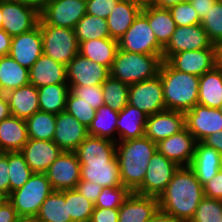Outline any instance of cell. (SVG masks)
I'll list each match as a JSON object with an SVG mask.
<instances>
[{
	"label": "cell",
	"mask_w": 222,
	"mask_h": 222,
	"mask_svg": "<svg viewBox=\"0 0 222 222\" xmlns=\"http://www.w3.org/2000/svg\"><path fill=\"white\" fill-rule=\"evenodd\" d=\"M74 152L81 165V180L110 188L123 185L116 157L115 142L88 135Z\"/></svg>",
	"instance_id": "6da1fadb"
},
{
	"label": "cell",
	"mask_w": 222,
	"mask_h": 222,
	"mask_svg": "<svg viewBox=\"0 0 222 222\" xmlns=\"http://www.w3.org/2000/svg\"><path fill=\"white\" fill-rule=\"evenodd\" d=\"M204 189L189 166H180L159 196V209L182 222H190L204 198Z\"/></svg>",
	"instance_id": "7a4b0ae2"
},
{
	"label": "cell",
	"mask_w": 222,
	"mask_h": 222,
	"mask_svg": "<svg viewBox=\"0 0 222 222\" xmlns=\"http://www.w3.org/2000/svg\"><path fill=\"white\" fill-rule=\"evenodd\" d=\"M156 151L157 144L145 136L116 142V157L123 186L134 192L143 183L148 163Z\"/></svg>",
	"instance_id": "3957f363"
},
{
	"label": "cell",
	"mask_w": 222,
	"mask_h": 222,
	"mask_svg": "<svg viewBox=\"0 0 222 222\" xmlns=\"http://www.w3.org/2000/svg\"><path fill=\"white\" fill-rule=\"evenodd\" d=\"M160 75L166 110L185 113L198 104L199 76L180 72L163 60Z\"/></svg>",
	"instance_id": "277c9868"
},
{
	"label": "cell",
	"mask_w": 222,
	"mask_h": 222,
	"mask_svg": "<svg viewBox=\"0 0 222 222\" xmlns=\"http://www.w3.org/2000/svg\"><path fill=\"white\" fill-rule=\"evenodd\" d=\"M163 55L139 54L117 49L110 75L128 85L158 75Z\"/></svg>",
	"instance_id": "5b68a950"
},
{
	"label": "cell",
	"mask_w": 222,
	"mask_h": 222,
	"mask_svg": "<svg viewBox=\"0 0 222 222\" xmlns=\"http://www.w3.org/2000/svg\"><path fill=\"white\" fill-rule=\"evenodd\" d=\"M52 191L46 173H33L21 188L8 195V201L22 220L33 221Z\"/></svg>",
	"instance_id": "8992f818"
},
{
	"label": "cell",
	"mask_w": 222,
	"mask_h": 222,
	"mask_svg": "<svg viewBox=\"0 0 222 222\" xmlns=\"http://www.w3.org/2000/svg\"><path fill=\"white\" fill-rule=\"evenodd\" d=\"M40 26L43 53L67 66L79 52V43L74 29L47 25L41 18Z\"/></svg>",
	"instance_id": "52a82bcc"
},
{
	"label": "cell",
	"mask_w": 222,
	"mask_h": 222,
	"mask_svg": "<svg viewBox=\"0 0 222 222\" xmlns=\"http://www.w3.org/2000/svg\"><path fill=\"white\" fill-rule=\"evenodd\" d=\"M118 48L132 53L163 55V47L158 43L147 17L142 12L118 40Z\"/></svg>",
	"instance_id": "ba28073f"
},
{
	"label": "cell",
	"mask_w": 222,
	"mask_h": 222,
	"mask_svg": "<svg viewBox=\"0 0 222 222\" xmlns=\"http://www.w3.org/2000/svg\"><path fill=\"white\" fill-rule=\"evenodd\" d=\"M179 167L178 164L156 151L148 163L143 183L134 192L159 198Z\"/></svg>",
	"instance_id": "9c48e42d"
},
{
	"label": "cell",
	"mask_w": 222,
	"mask_h": 222,
	"mask_svg": "<svg viewBox=\"0 0 222 222\" xmlns=\"http://www.w3.org/2000/svg\"><path fill=\"white\" fill-rule=\"evenodd\" d=\"M128 104L148 116L166 110L160 75L129 85Z\"/></svg>",
	"instance_id": "30bf717a"
},
{
	"label": "cell",
	"mask_w": 222,
	"mask_h": 222,
	"mask_svg": "<svg viewBox=\"0 0 222 222\" xmlns=\"http://www.w3.org/2000/svg\"><path fill=\"white\" fill-rule=\"evenodd\" d=\"M2 29L11 37L31 31L38 25L40 12L19 0L2 1Z\"/></svg>",
	"instance_id": "8fae6325"
},
{
	"label": "cell",
	"mask_w": 222,
	"mask_h": 222,
	"mask_svg": "<svg viewBox=\"0 0 222 222\" xmlns=\"http://www.w3.org/2000/svg\"><path fill=\"white\" fill-rule=\"evenodd\" d=\"M86 10V0H49L40 11V18L47 25L74 29Z\"/></svg>",
	"instance_id": "7c38bea8"
},
{
	"label": "cell",
	"mask_w": 222,
	"mask_h": 222,
	"mask_svg": "<svg viewBox=\"0 0 222 222\" xmlns=\"http://www.w3.org/2000/svg\"><path fill=\"white\" fill-rule=\"evenodd\" d=\"M199 49H216L201 24L177 27L167 45L163 48V60L173 54Z\"/></svg>",
	"instance_id": "4fadbf2b"
},
{
	"label": "cell",
	"mask_w": 222,
	"mask_h": 222,
	"mask_svg": "<svg viewBox=\"0 0 222 222\" xmlns=\"http://www.w3.org/2000/svg\"><path fill=\"white\" fill-rule=\"evenodd\" d=\"M81 165L75 152L63 151L46 172L55 191L76 189L80 178Z\"/></svg>",
	"instance_id": "5bb4252c"
},
{
	"label": "cell",
	"mask_w": 222,
	"mask_h": 222,
	"mask_svg": "<svg viewBox=\"0 0 222 222\" xmlns=\"http://www.w3.org/2000/svg\"><path fill=\"white\" fill-rule=\"evenodd\" d=\"M185 128L201 142L207 136L222 130V113L220 108L195 105L185 113Z\"/></svg>",
	"instance_id": "9a60e30c"
},
{
	"label": "cell",
	"mask_w": 222,
	"mask_h": 222,
	"mask_svg": "<svg viewBox=\"0 0 222 222\" xmlns=\"http://www.w3.org/2000/svg\"><path fill=\"white\" fill-rule=\"evenodd\" d=\"M67 67L68 85H102L110 76V70L79 53L72 59Z\"/></svg>",
	"instance_id": "2e32d148"
},
{
	"label": "cell",
	"mask_w": 222,
	"mask_h": 222,
	"mask_svg": "<svg viewBox=\"0 0 222 222\" xmlns=\"http://www.w3.org/2000/svg\"><path fill=\"white\" fill-rule=\"evenodd\" d=\"M43 54L40 26L12 37L9 55L21 66L30 69Z\"/></svg>",
	"instance_id": "e0dca14e"
},
{
	"label": "cell",
	"mask_w": 222,
	"mask_h": 222,
	"mask_svg": "<svg viewBox=\"0 0 222 222\" xmlns=\"http://www.w3.org/2000/svg\"><path fill=\"white\" fill-rule=\"evenodd\" d=\"M157 151L166 158L172 160L179 166H189L194 153L197 141L195 137L184 128L179 133L159 141Z\"/></svg>",
	"instance_id": "ac0fdd59"
},
{
	"label": "cell",
	"mask_w": 222,
	"mask_h": 222,
	"mask_svg": "<svg viewBox=\"0 0 222 222\" xmlns=\"http://www.w3.org/2000/svg\"><path fill=\"white\" fill-rule=\"evenodd\" d=\"M167 62L176 70L202 76L216 66V49H199L173 54Z\"/></svg>",
	"instance_id": "d6986e66"
},
{
	"label": "cell",
	"mask_w": 222,
	"mask_h": 222,
	"mask_svg": "<svg viewBox=\"0 0 222 222\" xmlns=\"http://www.w3.org/2000/svg\"><path fill=\"white\" fill-rule=\"evenodd\" d=\"M88 128L66 111L56 115L53 142L63 151L74 152L87 138Z\"/></svg>",
	"instance_id": "ffe728a7"
},
{
	"label": "cell",
	"mask_w": 222,
	"mask_h": 222,
	"mask_svg": "<svg viewBox=\"0 0 222 222\" xmlns=\"http://www.w3.org/2000/svg\"><path fill=\"white\" fill-rule=\"evenodd\" d=\"M184 128L185 114L183 112L164 110L148 116L144 136L158 143Z\"/></svg>",
	"instance_id": "44dd1931"
},
{
	"label": "cell",
	"mask_w": 222,
	"mask_h": 222,
	"mask_svg": "<svg viewBox=\"0 0 222 222\" xmlns=\"http://www.w3.org/2000/svg\"><path fill=\"white\" fill-rule=\"evenodd\" d=\"M34 173H46L63 150L53 140L28 139L20 151Z\"/></svg>",
	"instance_id": "7402d4cb"
},
{
	"label": "cell",
	"mask_w": 222,
	"mask_h": 222,
	"mask_svg": "<svg viewBox=\"0 0 222 222\" xmlns=\"http://www.w3.org/2000/svg\"><path fill=\"white\" fill-rule=\"evenodd\" d=\"M158 209L157 197L131 192L119 207L118 222H148Z\"/></svg>",
	"instance_id": "603a6c76"
},
{
	"label": "cell",
	"mask_w": 222,
	"mask_h": 222,
	"mask_svg": "<svg viewBox=\"0 0 222 222\" xmlns=\"http://www.w3.org/2000/svg\"><path fill=\"white\" fill-rule=\"evenodd\" d=\"M30 84L39 88L52 84H68L67 67L44 53L29 69Z\"/></svg>",
	"instance_id": "cb8c5ba5"
},
{
	"label": "cell",
	"mask_w": 222,
	"mask_h": 222,
	"mask_svg": "<svg viewBox=\"0 0 222 222\" xmlns=\"http://www.w3.org/2000/svg\"><path fill=\"white\" fill-rule=\"evenodd\" d=\"M189 167L204 186L222 169V155L214 148L197 142Z\"/></svg>",
	"instance_id": "d4e9b609"
},
{
	"label": "cell",
	"mask_w": 222,
	"mask_h": 222,
	"mask_svg": "<svg viewBox=\"0 0 222 222\" xmlns=\"http://www.w3.org/2000/svg\"><path fill=\"white\" fill-rule=\"evenodd\" d=\"M11 115L20 119H28L39 108L38 88L33 84H27L6 93Z\"/></svg>",
	"instance_id": "484cf974"
},
{
	"label": "cell",
	"mask_w": 222,
	"mask_h": 222,
	"mask_svg": "<svg viewBox=\"0 0 222 222\" xmlns=\"http://www.w3.org/2000/svg\"><path fill=\"white\" fill-rule=\"evenodd\" d=\"M148 115L127 104L118 115L117 142L144 137Z\"/></svg>",
	"instance_id": "4316f807"
},
{
	"label": "cell",
	"mask_w": 222,
	"mask_h": 222,
	"mask_svg": "<svg viewBox=\"0 0 222 222\" xmlns=\"http://www.w3.org/2000/svg\"><path fill=\"white\" fill-rule=\"evenodd\" d=\"M28 139L24 119L11 115L0 122V152L21 151Z\"/></svg>",
	"instance_id": "83f0119b"
},
{
	"label": "cell",
	"mask_w": 222,
	"mask_h": 222,
	"mask_svg": "<svg viewBox=\"0 0 222 222\" xmlns=\"http://www.w3.org/2000/svg\"><path fill=\"white\" fill-rule=\"evenodd\" d=\"M142 8L130 0H120L107 17L110 38L119 40L131 27Z\"/></svg>",
	"instance_id": "f1b7e54d"
},
{
	"label": "cell",
	"mask_w": 222,
	"mask_h": 222,
	"mask_svg": "<svg viewBox=\"0 0 222 222\" xmlns=\"http://www.w3.org/2000/svg\"><path fill=\"white\" fill-rule=\"evenodd\" d=\"M117 49L118 40L113 38H101L79 43L78 53L110 70L113 65Z\"/></svg>",
	"instance_id": "f546056e"
},
{
	"label": "cell",
	"mask_w": 222,
	"mask_h": 222,
	"mask_svg": "<svg viewBox=\"0 0 222 222\" xmlns=\"http://www.w3.org/2000/svg\"><path fill=\"white\" fill-rule=\"evenodd\" d=\"M198 104L220 108L222 105V69L215 66L199 77Z\"/></svg>",
	"instance_id": "4dcf8cb0"
},
{
	"label": "cell",
	"mask_w": 222,
	"mask_h": 222,
	"mask_svg": "<svg viewBox=\"0 0 222 222\" xmlns=\"http://www.w3.org/2000/svg\"><path fill=\"white\" fill-rule=\"evenodd\" d=\"M141 12L147 17L158 43L164 48L177 28L170 11L151 5L142 8Z\"/></svg>",
	"instance_id": "1f68e13d"
},
{
	"label": "cell",
	"mask_w": 222,
	"mask_h": 222,
	"mask_svg": "<svg viewBox=\"0 0 222 222\" xmlns=\"http://www.w3.org/2000/svg\"><path fill=\"white\" fill-rule=\"evenodd\" d=\"M29 83V69L19 65L10 55L0 57V89L3 94Z\"/></svg>",
	"instance_id": "d6a6232c"
},
{
	"label": "cell",
	"mask_w": 222,
	"mask_h": 222,
	"mask_svg": "<svg viewBox=\"0 0 222 222\" xmlns=\"http://www.w3.org/2000/svg\"><path fill=\"white\" fill-rule=\"evenodd\" d=\"M33 222H72L68 216V202H65V190H53L42 203Z\"/></svg>",
	"instance_id": "836d02e7"
},
{
	"label": "cell",
	"mask_w": 222,
	"mask_h": 222,
	"mask_svg": "<svg viewBox=\"0 0 222 222\" xmlns=\"http://www.w3.org/2000/svg\"><path fill=\"white\" fill-rule=\"evenodd\" d=\"M70 91L68 84H52L38 88L40 111L59 114L66 109V98Z\"/></svg>",
	"instance_id": "e575fe53"
},
{
	"label": "cell",
	"mask_w": 222,
	"mask_h": 222,
	"mask_svg": "<svg viewBox=\"0 0 222 222\" xmlns=\"http://www.w3.org/2000/svg\"><path fill=\"white\" fill-rule=\"evenodd\" d=\"M118 115V111L104 104L96 110V115L88 128V135L108 139L116 143Z\"/></svg>",
	"instance_id": "d590c367"
},
{
	"label": "cell",
	"mask_w": 222,
	"mask_h": 222,
	"mask_svg": "<svg viewBox=\"0 0 222 222\" xmlns=\"http://www.w3.org/2000/svg\"><path fill=\"white\" fill-rule=\"evenodd\" d=\"M74 32L78 43L87 40L110 38L107 20L91 14L84 15V17L75 25Z\"/></svg>",
	"instance_id": "8d00e7d4"
},
{
	"label": "cell",
	"mask_w": 222,
	"mask_h": 222,
	"mask_svg": "<svg viewBox=\"0 0 222 222\" xmlns=\"http://www.w3.org/2000/svg\"><path fill=\"white\" fill-rule=\"evenodd\" d=\"M28 138L36 140H53L56 126V115L37 111L25 120Z\"/></svg>",
	"instance_id": "74e56055"
},
{
	"label": "cell",
	"mask_w": 222,
	"mask_h": 222,
	"mask_svg": "<svg viewBox=\"0 0 222 222\" xmlns=\"http://www.w3.org/2000/svg\"><path fill=\"white\" fill-rule=\"evenodd\" d=\"M104 104L120 112L128 104L129 85L111 75L102 84Z\"/></svg>",
	"instance_id": "f35d334b"
},
{
	"label": "cell",
	"mask_w": 222,
	"mask_h": 222,
	"mask_svg": "<svg viewBox=\"0 0 222 222\" xmlns=\"http://www.w3.org/2000/svg\"><path fill=\"white\" fill-rule=\"evenodd\" d=\"M65 202H68V216H71L72 222L90 221L95 205L77 189L65 190Z\"/></svg>",
	"instance_id": "ab89813d"
},
{
	"label": "cell",
	"mask_w": 222,
	"mask_h": 222,
	"mask_svg": "<svg viewBox=\"0 0 222 222\" xmlns=\"http://www.w3.org/2000/svg\"><path fill=\"white\" fill-rule=\"evenodd\" d=\"M10 193L21 188L33 175L20 151L8 152Z\"/></svg>",
	"instance_id": "60d3db41"
},
{
	"label": "cell",
	"mask_w": 222,
	"mask_h": 222,
	"mask_svg": "<svg viewBox=\"0 0 222 222\" xmlns=\"http://www.w3.org/2000/svg\"><path fill=\"white\" fill-rule=\"evenodd\" d=\"M213 45L222 42V1L216 0L201 23Z\"/></svg>",
	"instance_id": "b9f144b4"
},
{
	"label": "cell",
	"mask_w": 222,
	"mask_h": 222,
	"mask_svg": "<svg viewBox=\"0 0 222 222\" xmlns=\"http://www.w3.org/2000/svg\"><path fill=\"white\" fill-rule=\"evenodd\" d=\"M65 111L74 116L86 128H89L96 115V109L84 102L82 98L74 96L70 91L66 98Z\"/></svg>",
	"instance_id": "7bdbcfd3"
},
{
	"label": "cell",
	"mask_w": 222,
	"mask_h": 222,
	"mask_svg": "<svg viewBox=\"0 0 222 222\" xmlns=\"http://www.w3.org/2000/svg\"><path fill=\"white\" fill-rule=\"evenodd\" d=\"M221 218L222 200L204 197L190 222H220Z\"/></svg>",
	"instance_id": "ee69618b"
},
{
	"label": "cell",
	"mask_w": 222,
	"mask_h": 222,
	"mask_svg": "<svg viewBox=\"0 0 222 222\" xmlns=\"http://www.w3.org/2000/svg\"><path fill=\"white\" fill-rule=\"evenodd\" d=\"M130 194L131 191L123 185L112 188L103 187L94 205L99 208H119Z\"/></svg>",
	"instance_id": "f6af8a7d"
},
{
	"label": "cell",
	"mask_w": 222,
	"mask_h": 222,
	"mask_svg": "<svg viewBox=\"0 0 222 222\" xmlns=\"http://www.w3.org/2000/svg\"><path fill=\"white\" fill-rule=\"evenodd\" d=\"M69 88L70 92L74 96L82 98L84 102L91 105V107H93L96 110L104 105L102 85H96V86L69 85Z\"/></svg>",
	"instance_id": "bcb514c9"
},
{
	"label": "cell",
	"mask_w": 222,
	"mask_h": 222,
	"mask_svg": "<svg viewBox=\"0 0 222 222\" xmlns=\"http://www.w3.org/2000/svg\"><path fill=\"white\" fill-rule=\"evenodd\" d=\"M168 10L170 11L177 27L191 26L201 23V19L189 1L176 4Z\"/></svg>",
	"instance_id": "7dc6e473"
},
{
	"label": "cell",
	"mask_w": 222,
	"mask_h": 222,
	"mask_svg": "<svg viewBox=\"0 0 222 222\" xmlns=\"http://www.w3.org/2000/svg\"><path fill=\"white\" fill-rule=\"evenodd\" d=\"M120 0H86V14L107 19Z\"/></svg>",
	"instance_id": "c3c4849f"
},
{
	"label": "cell",
	"mask_w": 222,
	"mask_h": 222,
	"mask_svg": "<svg viewBox=\"0 0 222 222\" xmlns=\"http://www.w3.org/2000/svg\"><path fill=\"white\" fill-rule=\"evenodd\" d=\"M203 189L205 197L222 200V169L203 186Z\"/></svg>",
	"instance_id": "681fc988"
},
{
	"label": "cell",
	"mask_w": 222,
	"mask_h": 222,
	"mask_svg": "<svg viewBox=\"0 0 222 222\" xmlns=\"http://www.w3.org/2000/svg\"><path fill=\"white\" fill-rule=\"evenodd\" d=\"M76 189L90 202L95 203L98 196L101 194L103 187L97 183L87 180H80L77 183Z\"/></svg>",
	"instance_id": "f907efd6"
},
{
	"label": "cell",
	"mask_w": 222,
	"mask_h": 222,
	"mask_svg": "<svg viewBox=\"0 0 222 222\" xmlns=\"http://www.w3.org/2000/svg\"><path fill=\"white\" fill-rule=\"evenodd\" d=\"M119 208L95 207L89 222H118Z\"/></svg>",
	"instance_id": "816d5d0a"
},
{
	"label": "cell",
	"mask_w": 222,
	"mask_h": 222,
	"mask_svg": "<svg viewBox=\"0 0 222 222\" xmlns=\"http://www.w3.org/2000/svg\"><path fill=\"white\" fill-rule=\"evenodd\" d=\"M8 152H0V192L10 194Z\"/></svg>",
	"instance_id": "f5cc1de1"
},
{
	"label": "cell",
	"mask_w": 222,
	"mask_h": 222,
	"mask_svg": "<svg viewBox=\"0 0 222 222\" xmlns=\"http://www.w3.org/2000/svg\"><path fill=\"white\" fill-rule=\"evenodd\" d=\"M21 220L12 204L8 200L5 201L0 207V222H19Z\"/></svg>",
	"instance_id": "db71d44e"
},
{
	"label": "cell",
	"mask_w": 222,
	"mask_h": 222,
	"mask_svg": "<svg viewBox=\"0 0 222 222\" xmlns=\"http://www.w3.org/2000/svg\"><path fill=\"white\" fill-rule=\"evenodd\" d=\"M215 1L216 0H189L201 20L207 16L208 11L212 8Z\"/></svg>",
	"instance_id": "11a10c76"
},
{
	"label": "cell",
	"mask_w": 222,
	"mask_h": 222,
	"mask_svg": "<svg viewBox=\"0 0 222 222\" xmlns=\"http://www.w3.org/2000/svg\"><path fill=\"white\" fill-rule=\"evenodd\" d=\"M203 144L214 148L222 155V130H219L201 141Z\"/></svg>",
	"instance_id": "9f6ffc18"
},
{
	"label": "cell",
	"mask_w": 222,
	"mask_h": 222,
	"mask_svg": "<svg viewBox=\"0 0 222 222\" xmlns=\"http://www.w3.org/2000/svg\"><path fill=\"white\" fill-rule=\"evenodd\" d=\"M12 37L0 28V57L9 55Z\"/></svg>",
	"instance_id": "6f0895ef"
},
{
	"label": "cell",
	"mask_w": 222,
	"mask_h": 222,
	"mask_svg": "<svg viewBox=\"0 0 222 222\" xmlns=\"http://www.w3.org/2000/svg\"><path fill=\"white\" fill-rule=\"evenodd\" d=\"M148 222H182L176 219L174 216L165 213L161 209H158L154 216Z\"/></svg>",
	"instance_id": "680465c9"
},
{
	"label": "cell",
	"mask_w": 222,
	"mask_h": 222,
	"mask_svg": "<svg viewBox=\"0 0 222 222\" xmlns=\"http://www.w3.org/2000/svg\"><path fill=\"white\" fill-rule=\"evenodd\" d=\"M11 116V110L6 94H0V122Z\"/></svg>",
	"instance_id": "91938a15"
},
{
	"label": "cell",
	"mask_w": 222,
	"mask_h": 222,
	"mask_svg": "<svg viewBox=\"0 0 222 222\" xmlns=\"http://www.w3.org/2000/svg\"><path fill=\"white\" fill-rule=\"evenodd\" d=\"M189 0H154L153 5L156 8L169 9L176 4L188 2Z\"/></svg>",
	"instance_id": "94428289"
},
{
	"label": "cell",
	"mask_w": 222,
	"mask_h": 222,
	"mask_svg": "<svg viewBox=\"0 0 222 222\" xmlns=\"http://www.w3.org/2000/svg\"><path fill=\"white\" fill-rule=\"evenodd\" d=\"M27 5L35 7L39 12L45 7L49 0H19Z\"/></svg>",
	"instance_id": "6125c7cd"
},
{
	"label": "cell",
	"mask_w": 222,
	"mask_h": 222,
	"mask_svg": "<svg viewBox=\"0 0 222 222\" xmlns=\"http://www.w3.org/2000/svg\"><path fill=\"white\" fill-rule=\"evenodd\" d=\"M216 47V66L222 69V42L215 45Z\"/></svg>",
	"instance_id": "be15d7a7"
},
{
	"label": "cell",
	"mask_w": 222,
	"mask_h": 222,
	"mask_svg": "<svg viewBox=\"0 0 222 222\" xmlns=\"http://www.w3.org/2000/svg\"><path fill=\"white\" fill-rule=\"evenodd\" d=\"M132 3L137 4L141 8L153 5L154 0H130Z\"/></svg>",
	"instance_id": "e7e4bbea"
},
{
	"label": "cell",
	"mask_w": 222,
	"mask_h": 222,
	"mask_svg": "<svg viewBox=\"0 0 222 222\" xmlns=\"http://www.w3.org/2000/svg\"><path fill=\"white\" fill-rule=\"evenodd\" d=\"M8 200V196L7 195H5L3 192H0V207L3 205V203L5 202V201H7Z\"/></svg>",
	"instance_id": "03108f58"
},
{
	"label": "cell",
	"mask_w": 222,
	"mask_h": 222,
	"mask_svg": "<svg viewBox=\"0 0 222 222\" xmlns=\"http://www.w3.org/2000/svg\"><path fill=\"white\" fill-rule=\"evenodd\" d=\"M2 1H0V28H2V20H3V17H2Z\"/></svg>",
	"instance_id": "003e7915"
},
{
	"label": "cell",
	"mask_w": 222,
	"mask_h": 222,
	"mask_svg": "<svg viewBox=\"0 0 222 222\" xmlns=\"http://www.w3.org/2000/svg\"><path fill=\"white\" fill-rule=\"evenodd\" d=\"M19 222H30V220H21Z\"/></svg>",
	"instance_id": "a7ac6f4b"
}]
</instances>
